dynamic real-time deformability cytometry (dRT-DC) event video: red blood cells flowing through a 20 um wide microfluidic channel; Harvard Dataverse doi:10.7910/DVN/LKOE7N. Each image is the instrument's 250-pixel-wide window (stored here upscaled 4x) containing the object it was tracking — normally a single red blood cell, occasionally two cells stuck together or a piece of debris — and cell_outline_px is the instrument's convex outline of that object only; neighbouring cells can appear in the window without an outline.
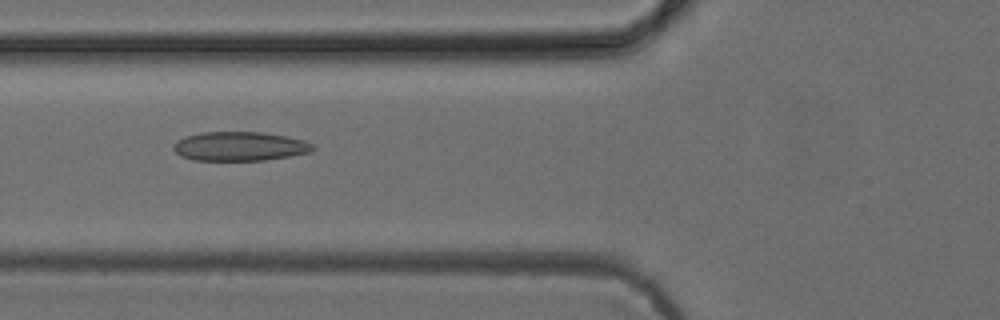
{"species": "common noctule bat (a hibernating species)", "species_latin": "Nyctalus noctula", "temperature_condition": "cold", "stored_images_in_passage": 7, "camera_frame_rate_fps": 3000, "um_per_image_px": 0.085, "animal": {"sex": "female", "body_mass_g": 24.6, "forearm_length_mm": 56.2}, "frame": {"image": 1, "passage_image": 5, "time_ms": 5.333, "image_size_px": [1000, 320], "cell_outline_px": [[316, 148], [312, 152], [264, 160], [192, 160], [180, 156], [172, 148], [172, 144], [176, 140], [200, 132], [260, 132], [284, 136], [304, 140], [312, 144]], "centroid_in_image_um": [20.35, 12.44], "position_along_channel_um": 105.5, "area_um2": 23.64}}
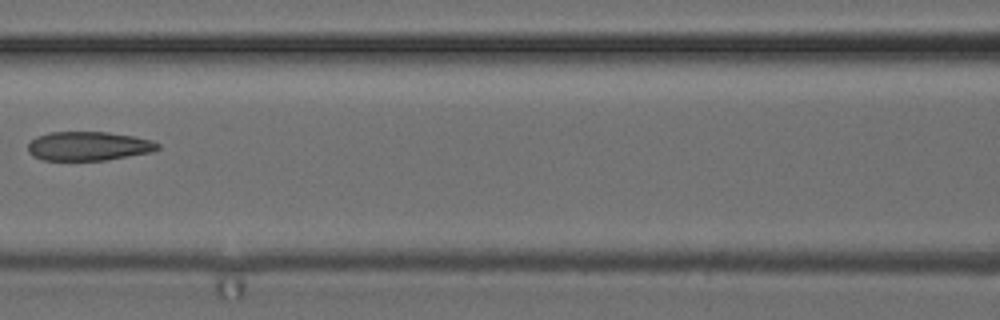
{"frame": {"image": 2, "passage_image": 6, "time_ms": 6.667, "image_size_px": [1000, 320], "cell_outline_px": [[160, 148], [152, 152], [104, 160], [44, 160], [32, 156], [28, 152], [28, 144], [36, 136], [48, 132], [108, 132], [132, 136], [152, 140], [160, 144]], "centroid_in_image_um": [7.51, 12.41], "position_along_channel_um": 159.1, "area_um2": 21.96}}
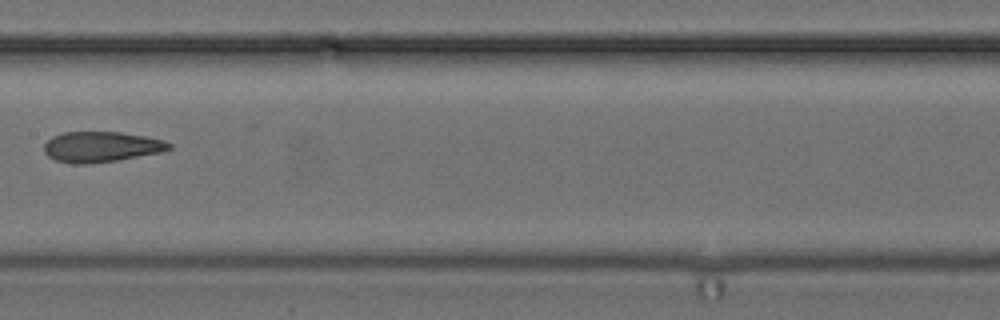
{"frame": {"image": 3, "passage_image": 7, "time_ms": 7.667, "image_size_px": [1000, 320], "cell_outline_px": [[172, 148], [160, 152], [116, 160], [88, 164], [76, 164], [56, 160], [48, 156], [44, 152], [44, 144], [52, 136], [64, 132], [120, 132], [148, 136], [164, 140], [172, 144]], "centroid_in_image_um": [8.61, 12.47], "position_along_channel_um": 198.8, "area_um2": 22.2}}